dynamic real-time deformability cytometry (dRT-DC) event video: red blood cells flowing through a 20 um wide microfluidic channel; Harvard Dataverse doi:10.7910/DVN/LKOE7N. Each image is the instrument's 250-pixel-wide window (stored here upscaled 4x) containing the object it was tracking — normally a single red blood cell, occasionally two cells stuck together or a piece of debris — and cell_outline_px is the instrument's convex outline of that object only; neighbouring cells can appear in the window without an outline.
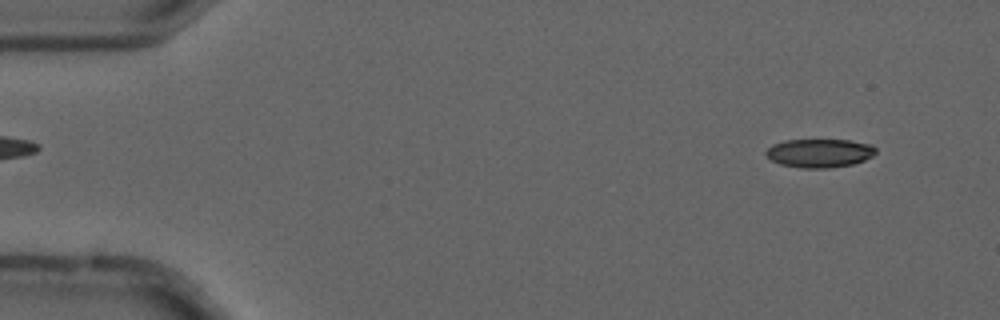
{"species": "common noctule bat (a hibernating species)", "species_latin": "Nyctalus noctula", "temperature_condition": "cold", "stored_images_in_passage": 3, "camera_frame_rate_fps": 3000, "um_per_image_px": 0.085, "animal": {"sex": "male", "forearm_length_mm": 52.5}, "frame": {"image": 1, "passage_image": 1, "time_ms": 0.0, "image_size_px": [1000, 320], "cell_outline_px": [[876, 152], [872, 156], [864, 160], [852, 164], [828, 168], [800, 168], [780, 164], [772, 160], [764, 152], [772, 144], [784, 140], [848, 140], [872, 144], [876, 148]], "centroid_in_image_um": [69.66, 13.01], "position_along_channel_um": 15.3, "area_um2": 18.32}}
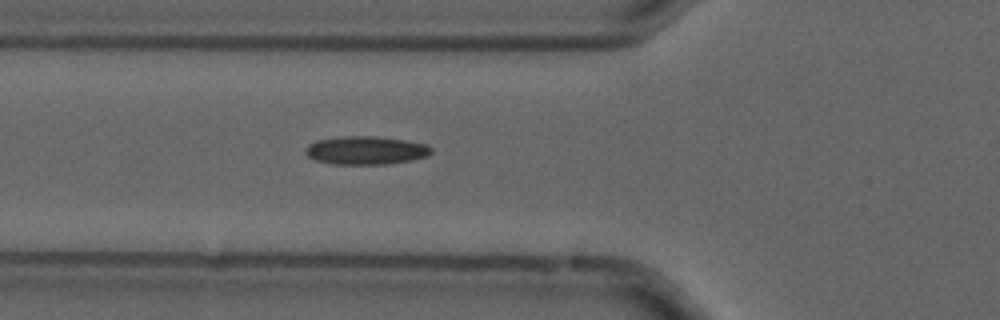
{"frame": {"image": 2, "passage_image": 3, "time_ms": 0.667, "image_size_px": [1000, 320], "cell_outline_px": [[432, 152], [428, 156], [412, 160], [388, 164], [332, 164], [316, 160], [308, 156], [304, 152], [308, 144], [316, 140], [340, 136], [376, 136], [404, 140], [428, 144], [432, 148]], "centroid_in_image_um": [31.11, 12.77], "position_along_channel_um": 94.7, "area_um2": 20.92}}